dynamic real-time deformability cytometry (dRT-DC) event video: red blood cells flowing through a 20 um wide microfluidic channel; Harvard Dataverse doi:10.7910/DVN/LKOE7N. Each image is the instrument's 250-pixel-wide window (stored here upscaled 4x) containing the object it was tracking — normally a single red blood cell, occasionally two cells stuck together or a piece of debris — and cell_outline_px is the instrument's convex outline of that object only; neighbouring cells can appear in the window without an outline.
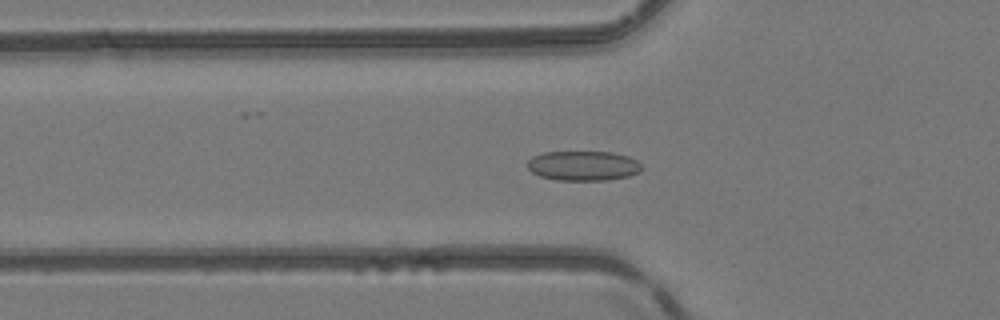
{"species": "common noctule bat (a hibernating species)", "species_latin": "Nyctalus noctula", "temperature_condition": "room temperature", "stored_images_in_passage": 37, "camera_frame_rate_fps": 3000, "um_per_image_px": 0.085, "animal": {"sex": "female", "body_mass_g": 24.6, "forearm_length_mm": 56.2}, "frame": {"image": 1, "passage_image": 5, "time_ms": 1.333, "image_size_px": [1000, 320], "cell_outline_px": [[644, 168], [640, 172], [628, 176], [608, 180], [556, 180], [540, 176], [532, 172], [528, 168], [528, 160], [532, 156], [544, 152], [612, 152], [628, 156], [636, 160]], "centroid_in_image_um": [49.59, 14.09], "position_along_channel_um": 76.2, "area_um2": 19.88}}
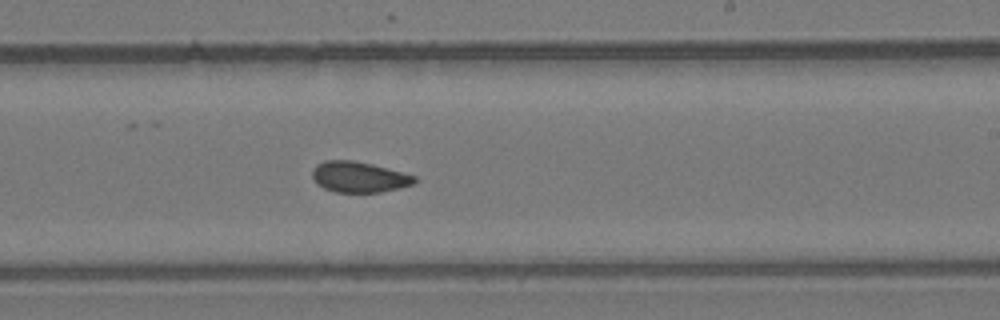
{"frame": {"image": 2, "passage_image": 18, "time_ms": 5.667, "image_size_px": [1000, 320], "cell_outline_px": [[416, 180], [412, 184], [400, 188], [380, 192], [336, 192], [324, 188], [316, 184], [312, 176], [312, 172], [316, 164], [324, 160], [352, 160], [372, 164], [416, 176]], "centroid_in_image_um": [30.48, 15.04], "position_along_channel_um": 258.5, "area_um2": 18.26}}
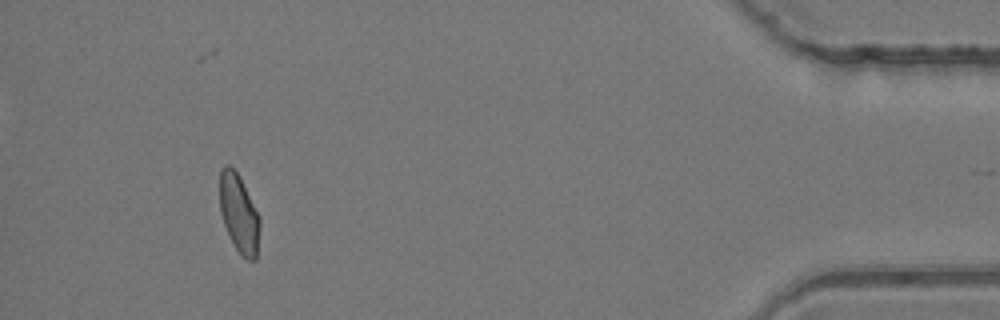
{"frame": {"image": 3, "passage_image": 34, "time_ms": 11.0, "image_size_px": [1000, 320], "cell_outline_px": [[260, 224], [256, 260], [248, 260], [240, 256], [224, 224], [220, 212], [220, 168], [228, 164], [240, 176], [260, 216]], "centroid_in_image_um": [20.32, 18.15], "position_along_channel_um": 414.9, "area_um2": 18.32}, "authors_computed_cell_mechanics": {"area_um2": 18.7272, "velocity_mm_per_s": 4.1907, "shape_relaxation_time_tau1_ms": 6.3689, "shape_relaxation_time_tau2_ms": 1.3066, "deformation_change_tau1": 0.0938, "deformation_change_tau2": 0.066}}